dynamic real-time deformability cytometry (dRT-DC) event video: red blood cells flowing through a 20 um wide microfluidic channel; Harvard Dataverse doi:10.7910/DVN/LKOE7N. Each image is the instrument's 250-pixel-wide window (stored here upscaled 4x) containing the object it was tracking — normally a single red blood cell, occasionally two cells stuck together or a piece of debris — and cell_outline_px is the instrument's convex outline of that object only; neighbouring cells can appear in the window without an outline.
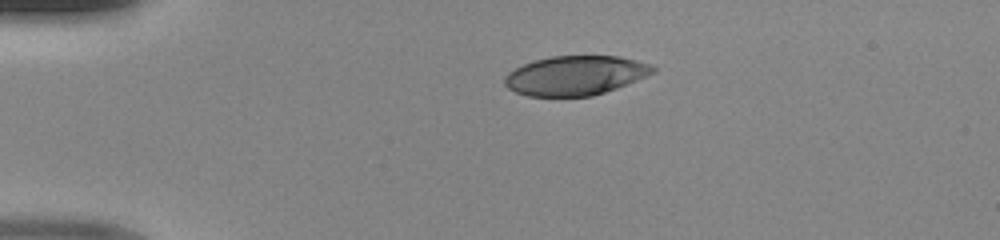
{"species": "human", "species_latin": "Homo sapiens", "temperature_condition": "room temperature", "stored_images_in_passage": 3, "camera_frame_rate_fps": 3000, "um_per_image_px": 0.085, "donor": {"sex": "male"}, "frame": {"image": 1, "passage_image": 1, "time_ms": 0.0, "image_size_px": [1000, 240], "cell_outline_px": [[624, 60], [616, 84], [600, 92], [584, 96], [536, 96], [524, 92], [516, 72], [520, 68], [528, 64], [544, 60], [564, 56], [608, 56]], "centroid_in_image_um": [48.46, 6.44], "position_along_channel_um": 36.5, "area_um2": 25.49}}